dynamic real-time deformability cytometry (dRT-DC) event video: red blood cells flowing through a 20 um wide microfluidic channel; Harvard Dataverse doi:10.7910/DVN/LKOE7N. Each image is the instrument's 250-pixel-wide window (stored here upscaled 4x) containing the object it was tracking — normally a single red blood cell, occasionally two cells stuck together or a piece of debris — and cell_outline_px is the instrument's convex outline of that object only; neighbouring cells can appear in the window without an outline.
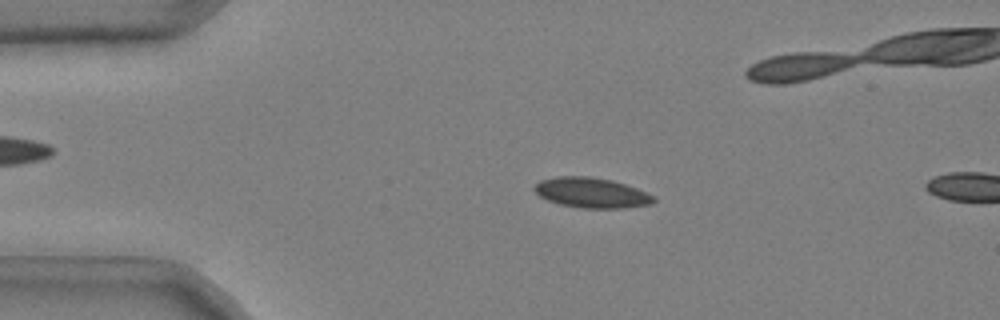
{"species": "common noctule bat (a hibernating species)", "species_latin": "Nyctalus noctula", "temperature_condition": "cold", "stored_images_in_passage": 7, "camera_frame_rate_fps": 3000, "um_per_image_px": 0.085, "animal": {"sex": "male", "body_mass_g": 20.4}, "frame": {"image": 1, "passage_image": 4, "time_ms": 1.0, "image_size_px": [1000, 320], "cell_outline_px": [[656, 200], [652, 204], [624, 208], [580, 208], [560, 204], [548, 200], [540, 196], [532, 188], [540, 180], [556, 176], [588, 176], [612, 180], [636, 188], [652, 196]], "centroid_in_image_um": [50.25, 16.38], "position_along_channel_um": 34.8, "area_um2": 20.87}}